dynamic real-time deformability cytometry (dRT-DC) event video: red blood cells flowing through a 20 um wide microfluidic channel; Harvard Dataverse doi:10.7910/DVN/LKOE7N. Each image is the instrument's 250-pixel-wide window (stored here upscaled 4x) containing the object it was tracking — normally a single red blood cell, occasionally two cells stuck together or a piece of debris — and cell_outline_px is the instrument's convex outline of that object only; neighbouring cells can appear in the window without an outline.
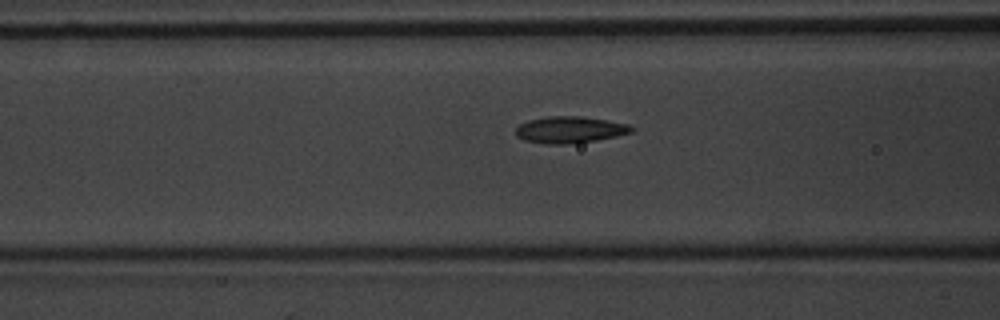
{"species": "common noctule bat (a hibernating species)", "species_latin": "Nyctalus noctula", "temperature_condition": "warm", "stored_images_in_passage": 42, "camera_frame_rate_fps": 3000, "um_per_image_px": 0.085, "animal": {"sex": "male", "body_mass_g": 20.1, "forearm_length_mm": 53.5}, "frame": {"image": 1, "passage_image": 9, "time_ms": 2.667, "image_size_px": [1000, 320], "cell_outline_px": [[636, 128], [632, 132], [616, 136], [596, 140], [564, 144], [544, 144], [524, 140], [516, 136], [516, 128], [520, 124], [528, 120], [548, 116], [580, 116], [628, 124]], "centroid_in_image_um": [48.42, 11.03], "position_along_channel_um": 118.2, "area_um2": 17.86}}
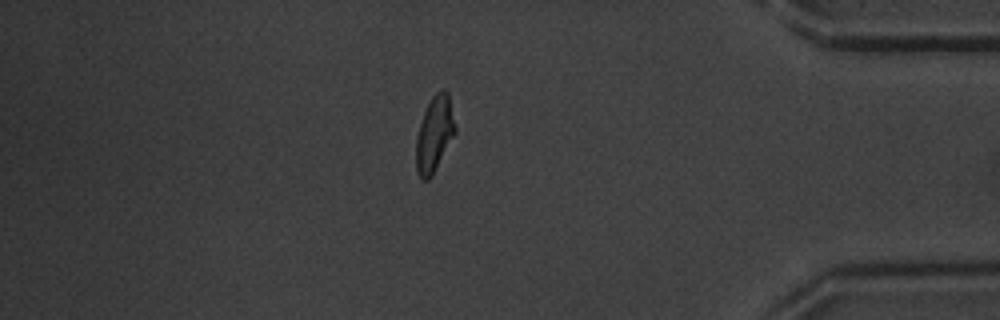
{"frame": {"image": 2, "passage_image": 34, "time_ms": 11.0, "image_size_px": [1000, 320], "cell_outline_px": [[456, 132], [432, 176], [428, 180], [420, 180], [416, 168], [416, 136], [424, 112], [432, 96], [440, 88], [444, 88], [448, 92], [456, 128]], "centroid_in_image_um": [36.92, 11.39], "position_along_channel_um": 398.3, "area_um2": 17.28}}
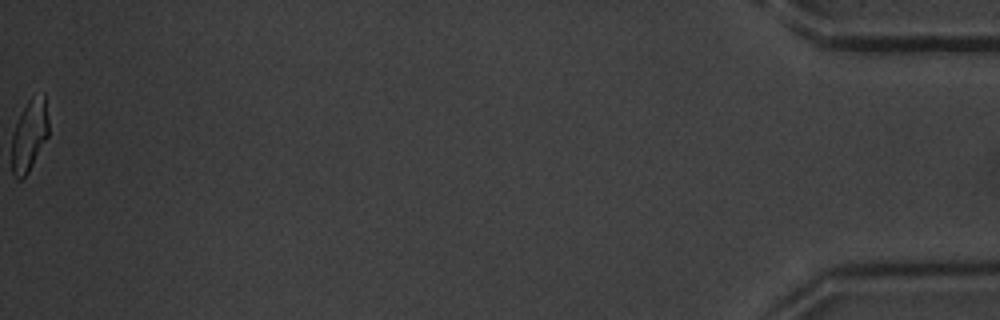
{"frame": {"image": 3, "passage_image": 42, "time_ms": 13.667, "image_size_px": [1000, 320], "cell_outline_px": [[48, 136], [28, 172], [20, 180], [16, 180], [12, 176], [12, 132], [28, 100], [32, 96], [44, 92], [48, 120]], "centroid_in_image_um": [2.48, 11.51], "position_along_channel_um": 432.7, "area_um2": 15.32}, "authors_computed_cell_mechanics": {"area_um2": 17.1955, "velocity_mm_per_s": 3.7462, "shape_relaxation_time_tau1_ms": 4.5528, "shape_relaxation_time_tau2_ms": 1.4379, "deformation_change_tau1": 0.163, "deformation_change_tau2": 0.0725}}